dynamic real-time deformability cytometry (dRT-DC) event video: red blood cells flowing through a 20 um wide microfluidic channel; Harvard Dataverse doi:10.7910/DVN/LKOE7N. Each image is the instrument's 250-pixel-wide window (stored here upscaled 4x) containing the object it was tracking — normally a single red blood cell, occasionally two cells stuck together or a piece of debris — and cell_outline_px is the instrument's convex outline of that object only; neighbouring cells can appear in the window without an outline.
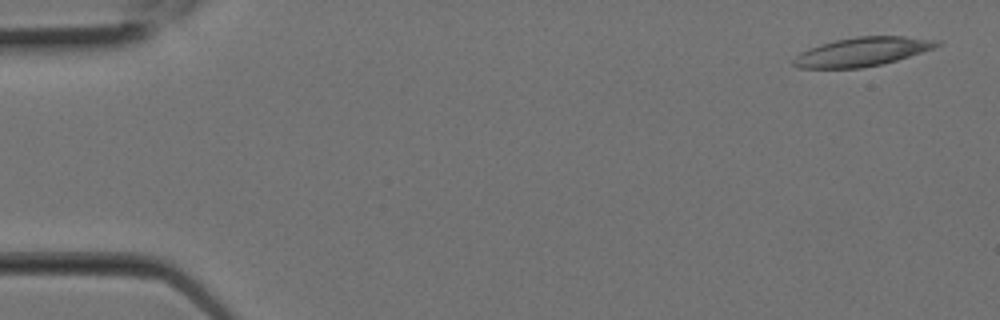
{"species": "Egyptian fruit bat (a non-hibernating species)", "species_latin": "Rousettus aegyptiacus", "temperature_condition": "room temperature", "stored_images_in_passage": 8, "camera_frame_rate_fps": 3000, "um_per_image_px": 0.085, "animal": {"sex": "female"}, "frame": {"image": 1, "passage_image": 1, "time_ms": 0.0, "image_size_px": [1000, 320], "cell_outline_px": [[944, 44], [884, 64], [860, 68], [800, 68], [792, 64], [792, 60], [800, 52], [808, 48], [820, 44], [836, 40], [856, 36], [904, 36], [940, 40]], "centroid_in_image_um": [73.28, 4.39], "position_along_channel_um": 11.7, "area_um2": 24.1}}
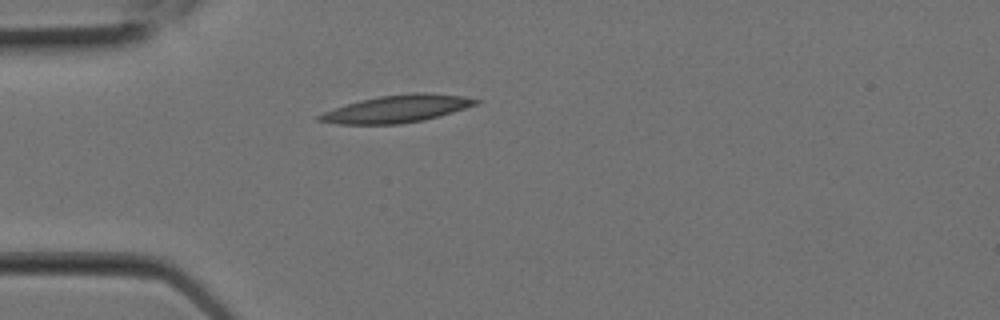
{"frame": {"image": 2, "passage_image": 6, "time_ms": 1.667, "image_size_px": [1000, 320], "cell_outline_px": [[484, 100], [480, 104], [440, 116], [424, 120], [400, 124], [340, 124], [316, 120], [316, 116], [324, 112], [360, 100], [380, 96], [412, 92], [424, 92], [464, 96]], "centroid_in_image_um": [33.83, 9.24], "position_along_channel_um": 51.2, "area_um2": 25.09}}
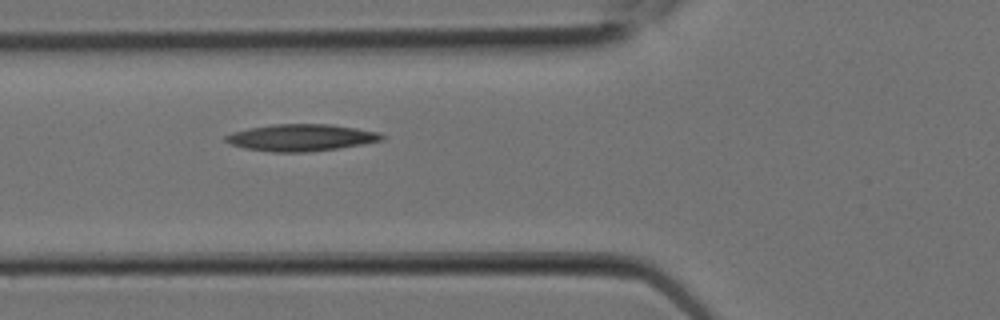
{"frame": {"image": 3, "passage_image": 8, "time_ms": 2.333, "image_size_px": [1000, 320], "cell_outline_px": [[388, 136], [384, 140], [336, 148], [304, 152], [272, 152], [244, 148], [232, 144], [224, 140], [224, 136], [232, 132], [248, 128], [272, 124], [332, 124], [380, 132]], "centroid_in_image_um": [25.6, 11.68], "position_along_channel_um": 100.2, "area_um2": 24.45}}